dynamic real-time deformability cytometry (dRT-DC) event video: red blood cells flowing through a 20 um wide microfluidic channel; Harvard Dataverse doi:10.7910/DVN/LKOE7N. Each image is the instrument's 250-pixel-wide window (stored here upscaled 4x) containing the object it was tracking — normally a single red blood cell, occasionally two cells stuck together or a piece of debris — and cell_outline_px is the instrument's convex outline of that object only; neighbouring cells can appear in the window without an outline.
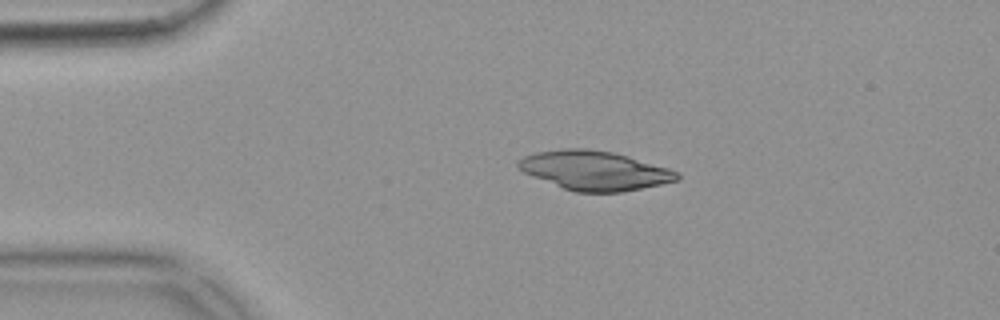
{"species": "common noctule bat (a hibernating species)", "species_latin": "Nyctalus noctula", "temperature_condition": "warm", "stored_images_in_passage": 49, "camera_frame_rate_fps": 3000, "um_per_image_px": 0.085, "animal": {"sex": "female", "body_mass_g": 18.4}, "frame": {"image": 1, "passage_image": 8, "time_ms": 2.333, "image_size_px": [1000, 320], "cell_outline_px": [[680, 180], [620, 192], [576, 192], [564, 188], [532, 176], [516, 168], [516, 160], [524, 156], [536, 152], [560, 148], [588, 148], [612, 152], [628, 156], [668, 168], [680, 172]], "centroid_in_image_um": [50.51, 14.48], "position_along_channel_um": 34.5, "area_um2": 36.3}}
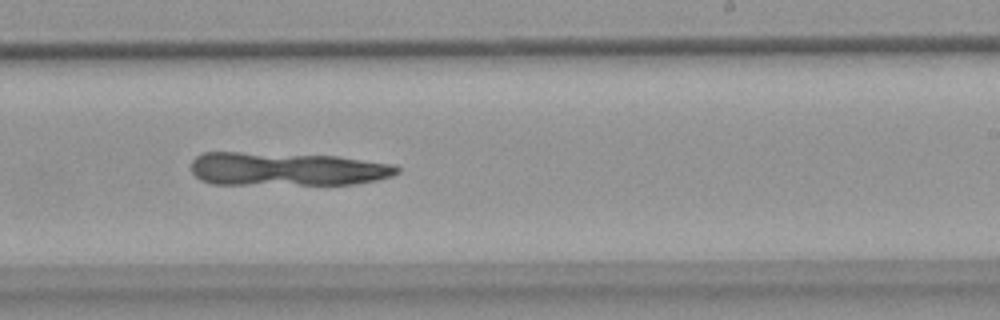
{"frame": {"image": 2, "passage_image": 29, "time_ms": 9.333, "image_size_px": [1000, 320], "cell_outline_px": [[400, 172], [392, 176], [376, 180], [356, 184], [212, 184], [200, 180], [192, 172], [192, 160], [196, 156], [204, 152], [240, 152], [336, 156], [396, 164], [400, 168]], "centroid_in_image_um": [24.4, 14.37], "position_along_channel_um": 264.6, "area_um2": 40.34}}
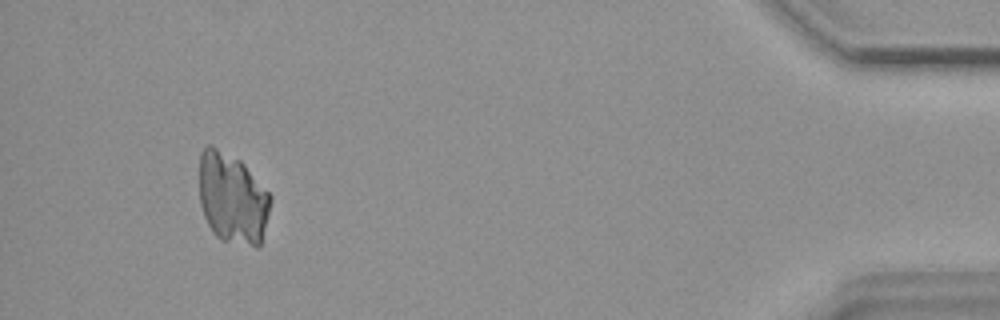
{"frame": {"image": 3, "passage_image": 46, "time_ms": 15.0, "image_size_px": [1000, 320], "cell_outline_px": [[272, 200], [260, 244], [256, 248], [220, 240], [212, 232], [204, 216], [200, 204], [200, 152], [208, 144], [212, 144], [240, 160], [244, 164], [272, 196]], "centroid_in_image_um": [19.75, 16.86], "position_along_channel_um": 415.5, "area_um2": 37.92}}